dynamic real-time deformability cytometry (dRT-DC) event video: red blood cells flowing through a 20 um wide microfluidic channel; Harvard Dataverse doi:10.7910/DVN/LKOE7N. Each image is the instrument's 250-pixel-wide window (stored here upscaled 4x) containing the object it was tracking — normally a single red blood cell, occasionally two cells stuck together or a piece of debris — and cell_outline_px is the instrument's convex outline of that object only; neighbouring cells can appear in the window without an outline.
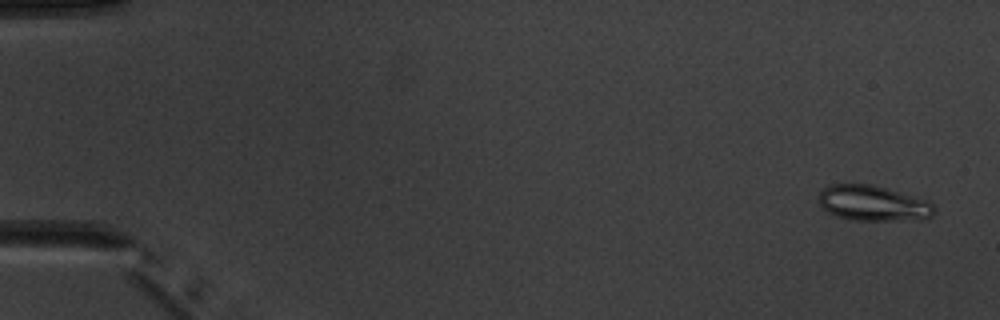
{"species": "common noctule bat (a hibernating species)", "species_latin": "Nyctalus noctula", "temperature_condition": "warm", "stored_images_in_passage": 5, "camera_frame_rate_fps": 3000, "um_per_image_px": 0.085, "animal": {"sex": "male", "body_mass_g": 20.1, "forearm_length_mm": 53.5}, "frame": {"image": 1, "passage_image": 1, "time_ms": 0.0, "image_size_px": [1000, 320], "cell_outline_px": [[936, 208], [932, 216], [924, 220], [848, 220], [836, 216], [828, 212], [820, 204], [820, 192], [828, 184], [872, 184], [928, 200]], "centroid_in_image_um": [74.24, 17.28], "position_along_channel_um": 10.8, "area_um2": 23.99}}
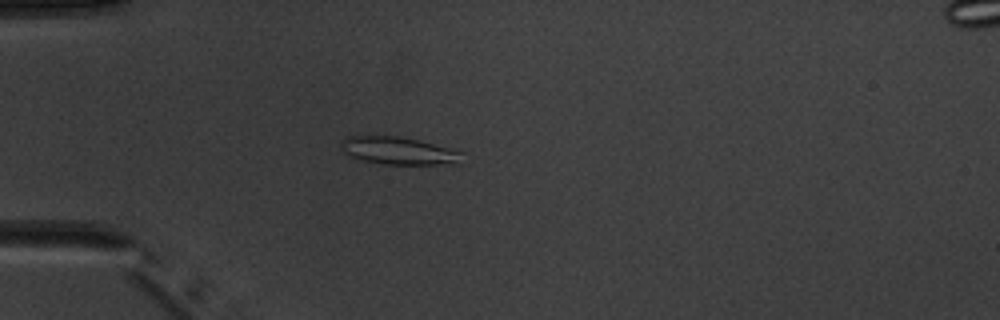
{"frame": {"image": 2, "passage_image": 4, "time_ms": 4.333, "image_size_px": [1000, 320], "cell_outline_px": [[464, 152], [460, 164], [384, 164], [364, 160], [352, 156], [344, 152], [340, 148], [340, 140], [344, 136], [396, 136], [416, 140]], "centroid_in_image_um": [33.86, 12.81], "position_along_channel_um": 51.1, "area_um2": 19.31}}